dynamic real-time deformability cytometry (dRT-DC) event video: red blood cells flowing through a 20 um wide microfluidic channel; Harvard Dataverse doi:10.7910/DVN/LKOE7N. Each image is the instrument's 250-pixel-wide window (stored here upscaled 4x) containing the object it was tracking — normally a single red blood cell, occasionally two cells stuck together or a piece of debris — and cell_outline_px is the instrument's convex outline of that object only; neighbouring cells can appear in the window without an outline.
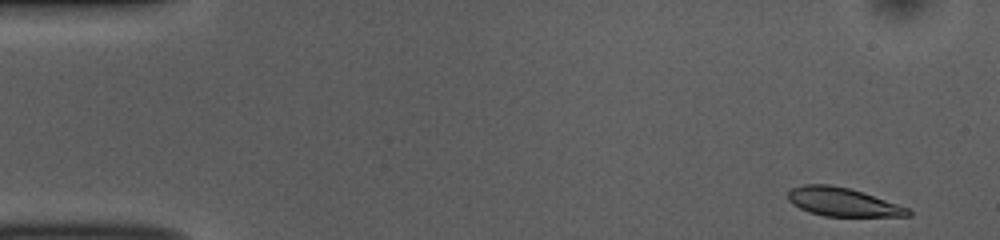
{"species": "common noctule bat (a hibernating species)", "species_latin": "Nyctalus noctula", "temperature_condition": "room temperature", "stored_images_in_passage": 49, "camera_frame_rate_fps": 3000, "um_per_image_px": 0.085, "animal": {"sex": "female", "body_mass_g": 10.0, "forearm_length_mm": 53.1}, "frame": {"image": 1, "passage_image": 1, "time_ms": 0.0, "image_size_px": [1000, 240], "cell_outline_px": [[912, 216], [824, 216], [808, 212], [792, 204], [788, 200], [788, 192], [792, 188], [804, 184], [832, 184], [864, 192], [908, 208], [912, 212]], "centroid_in_image_um": [71.61, 17.17], "position_along_channel_um": 13.4, "area_um2": 20.0}}
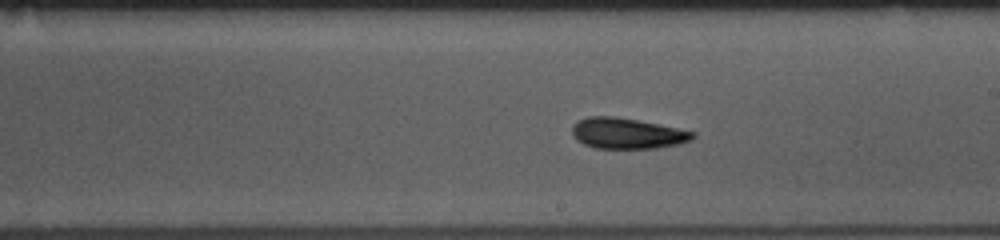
{"frame": {"image": 2, "passage_image": 27, "time_ms": 8.667, "image_size_px": [1000, 240], "cell_outline_px": [[696, 136], [692, 140], [680, 144], [656, 148], [596, 148], [584, 144], [576, 140], [572, 136], [572, 124], [576, 120], [588, 116], [616, 116], [696, 132]], "centroid_in_image_um": [53.27, 11.33], "position_along_channel_um": 235.7, "area_um2": 21.73}}
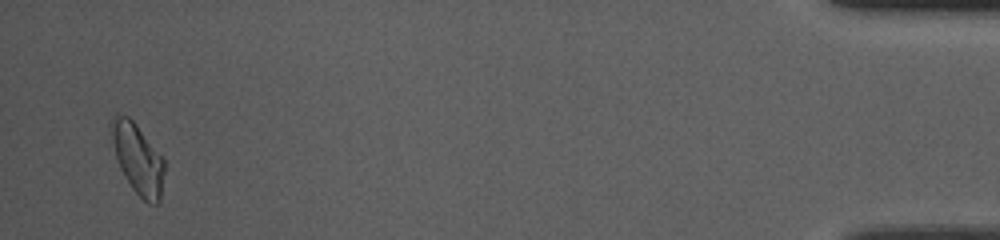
{"frame": {"image": 3, "passage_image": 48, "time_ms": 15.667, "image_size_px": [1000, 240], "cell_outline_px": [[164, 172], [160, 204], [148, 204], [132, 188], [124, 176], [120, 168], [116, 156], [108, 124], [112, 116], [116, 112], [128, 116], [136, 124], [164, 160]], "centroid_in_image_um": [11.68, 13.47], "position_along_channel_um": 423.5, "area_um2": 21.73}, "authors_computed_cell_mechanics": {"area_um2": 21.1548, "velocity_mm_per_s": 3.8438, "shape_relaxation_time_tau1_ms": 2.447, "shape_relaxation_time_tau2_ms": 1.9158, "deformation_change_tau1": 0.128, "deformation_change_tau2": 0.0995}}